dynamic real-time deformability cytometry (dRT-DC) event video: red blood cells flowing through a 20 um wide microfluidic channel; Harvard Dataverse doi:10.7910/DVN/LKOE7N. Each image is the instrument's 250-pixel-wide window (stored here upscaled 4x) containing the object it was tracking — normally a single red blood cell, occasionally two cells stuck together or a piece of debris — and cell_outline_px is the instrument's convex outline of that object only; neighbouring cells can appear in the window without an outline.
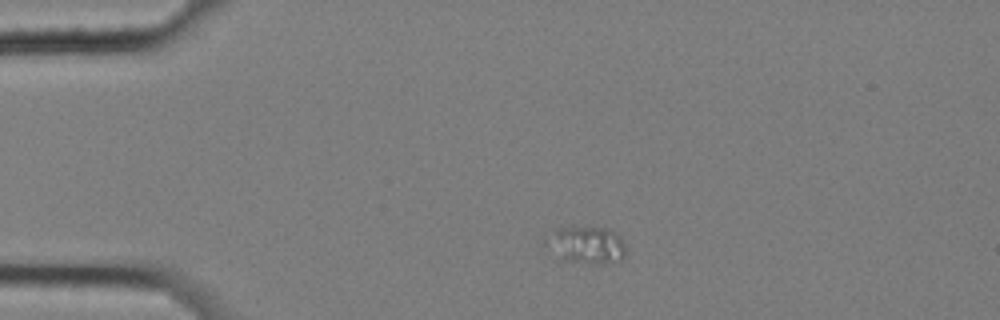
{"species": "common noctule bat (a hibernating species)", "species_latin": "Nyctalus noctula", "temperature_condition": "cold", "stored_images_in_passage": 8, "camera_frame_rate_fps": 3000, "um_per_image_px": 0.085, "animal": {"sex": "female", "body_mass_g": 25.1}, "frame": {"image": 1, "passage_image": 1, "time_ms": 0.0, "image_size_px": [1000, 320], "cell_outline_px": [[624, 256], [620, 260], [600, 264], [560, 260], [552, 236], [552, 228], [608, 228], [616, 232], [620, 236], [624, 244]], "centroid_in_image_um": [50.01, 20.82], "position_along_channel_um": 35.0, "area_um2": 16.13}}